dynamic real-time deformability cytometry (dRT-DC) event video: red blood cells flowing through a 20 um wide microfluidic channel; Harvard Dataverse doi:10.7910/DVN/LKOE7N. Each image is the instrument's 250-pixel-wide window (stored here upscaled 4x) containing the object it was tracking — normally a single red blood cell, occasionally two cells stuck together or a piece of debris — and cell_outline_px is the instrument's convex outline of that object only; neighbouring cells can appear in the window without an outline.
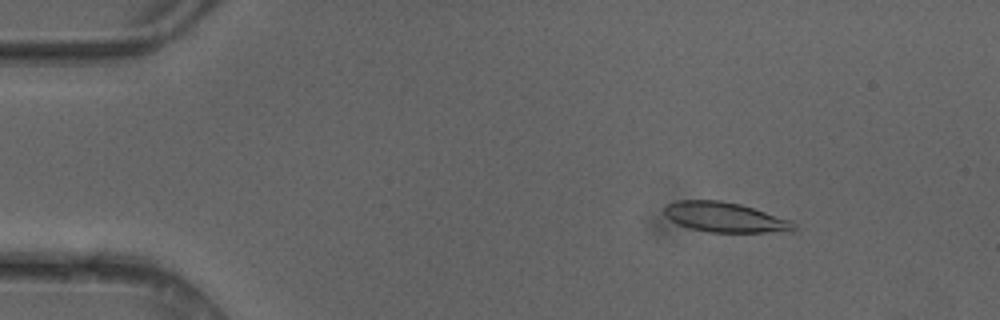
{"species": "common noctule bat (a hibernating species)", "species_latin": "Nyctalus noctula", "temperature_condition": "cold", "stored_images_in_passage": 50, "camera_frame_rate_fps": 3000, "um_per_image_px": 0.085, "animal": {"sex": "female"}, "frame": {"image": 1, "passage_image": 7, "time_ms": 2.0, "image_size_px": [1000, 320], "cell_outline_px": [[796, 228], [792, 232], [708, 232], [692, 228], [680, 224], [672, 220], [664, 212], [664, 204], [676, 200], [720, 200], [740, 204], [792, 220], [796, 224]], "centroid_in_image_um": [61.66, 18.46], "position_along_channel_um": 23.3, "area_um2": 22.6}}
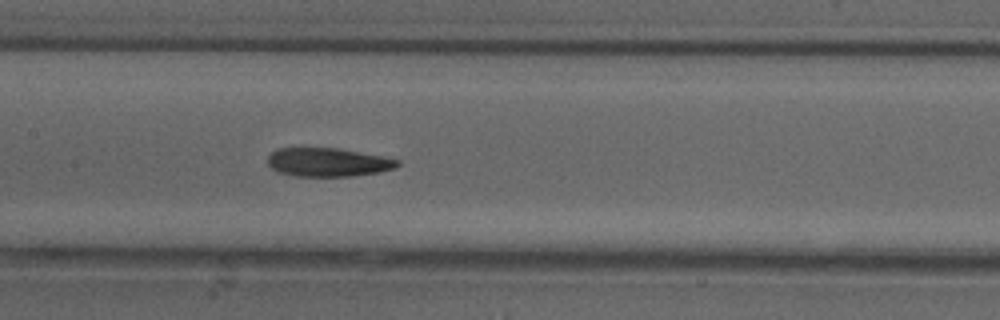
{"frame": {"image": 2, "passage_image": 24, "time_ms": 7.667, "image_size_px": [1000, 320], "cell_outline_px": [[400, 164], [396, 168], [380, 172], [352, 176], [296, 176], [276, 172], [268, 164], [268, 156], [276, 148], [340, 148], [384, 156], [400, 160]], "centroid_in_image_um": [27.9, 13.79], "position_along_channel_um": 179.5, "area_um2": 21.91}}
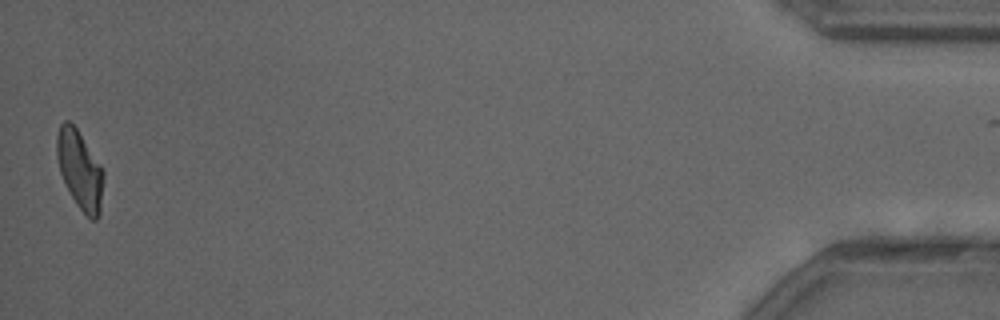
{"frame": {"image": 3, "passage_image": 49, "time_ms": 16.0, "image_size_px": [1000, 320], "cell_outline_px": [[104, 176], [100, 216], [96, 220], [92, 220], [76, 204], [60, 172], [56, 156], [56, 136], [60, 124], [64, 120], [68, 120], [76, 128], [100, 164], [104, 172]], "centroid_in_image_um": [6.79, 14.43], "position_along_channel_um": 428.4, "area_um2": 21.21}, "authors_computed_cell_mechanics": {"area_um2": 22.4553, "velocity_mm_per_s": 4.1528, "shape_relaxation_time_tau1_ms": 8.658, "shape_relaxation_time_tau2_ms": 3.8135, "deformation_change_tau1": 0.2056, "deformation_change_tau2": 0.1246}}